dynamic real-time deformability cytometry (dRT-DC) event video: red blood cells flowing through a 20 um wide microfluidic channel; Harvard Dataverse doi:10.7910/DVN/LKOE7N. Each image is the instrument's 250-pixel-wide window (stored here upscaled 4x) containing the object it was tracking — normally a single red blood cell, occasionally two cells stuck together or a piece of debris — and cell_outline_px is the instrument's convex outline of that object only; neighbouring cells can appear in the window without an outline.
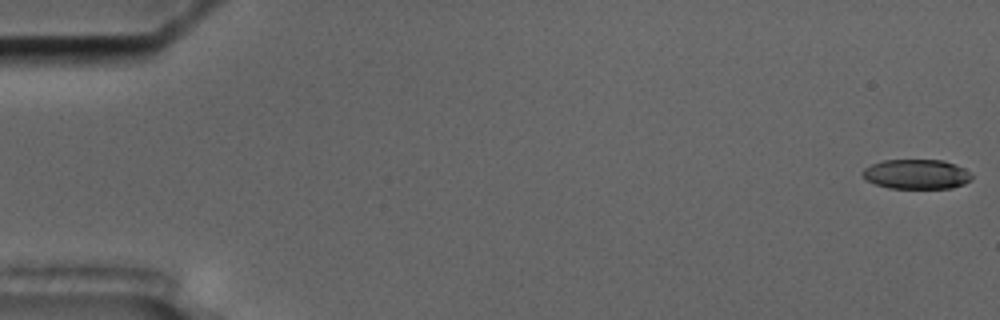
{"species": "common noctule bat (a hibernating species)", "species_latin": "Nyctalus noctula", "temperature_condition": "cold", "stored_images_in_passage": 2, "camera_frame_rate_fps": 3000, "um_per_image_px": 0.085, "animal": {"sex": "male", "body_mass_g": 17.5, "forearm_length_mm": 52.3}, "frame": {"image": 1, "passage_image": 1, "time_ms": 0.0, "image_size_px": [1000, 320], "cell_outline_px": [[972, 180], [964, 184], [952, 188], [888, 188], [876, 184], [868, 180], [860, 172], [864, 168], [872, 164], [884, 160], [944, 160], [956, 164], [972, 172]], "centroid_in_image_um": [77.95, 14.8], "position_along_channel_um": 7.1, "area_um2": 19.02}}